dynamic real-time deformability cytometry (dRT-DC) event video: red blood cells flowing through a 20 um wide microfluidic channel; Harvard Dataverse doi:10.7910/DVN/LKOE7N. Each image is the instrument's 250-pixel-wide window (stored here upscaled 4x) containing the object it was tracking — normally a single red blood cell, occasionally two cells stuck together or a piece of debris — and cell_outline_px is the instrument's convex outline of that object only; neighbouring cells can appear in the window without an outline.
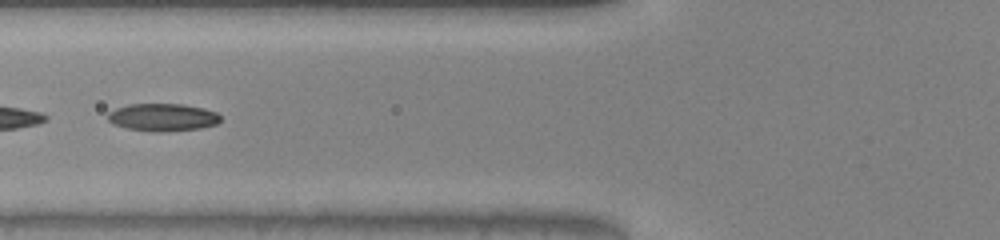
{"species": "common noctule bat (a hibernating species)", "species_latin": "Nyctalus noctula", "temperature_condition": "warm", "stored_images_in_passage": 26, "camera_frame_rate_fps": 3000, "um_per_image_px": 0.085, "animal": {"sex": "male", "body_mass_g": 20.0, "forearm_length_mm": 53.3}, "frame": {"image": 1, "passage_image": 22, "time_ms": 7.0, "image_size_px": [1000, 240], "cell_outline_px": [[220, 120], [216, 124], [200, 128], [160, 132], [152, 132], [128, 128], [112, 124], [108, 120], [108, 112], [116, 108], [128, 104], [180, 104], [204, 108], [216, 112], [220, 116]], "centroid_in_image_um": [13.81, 9.97], "position_along_channel_um": 112.0, "area_um2": 18.09}}